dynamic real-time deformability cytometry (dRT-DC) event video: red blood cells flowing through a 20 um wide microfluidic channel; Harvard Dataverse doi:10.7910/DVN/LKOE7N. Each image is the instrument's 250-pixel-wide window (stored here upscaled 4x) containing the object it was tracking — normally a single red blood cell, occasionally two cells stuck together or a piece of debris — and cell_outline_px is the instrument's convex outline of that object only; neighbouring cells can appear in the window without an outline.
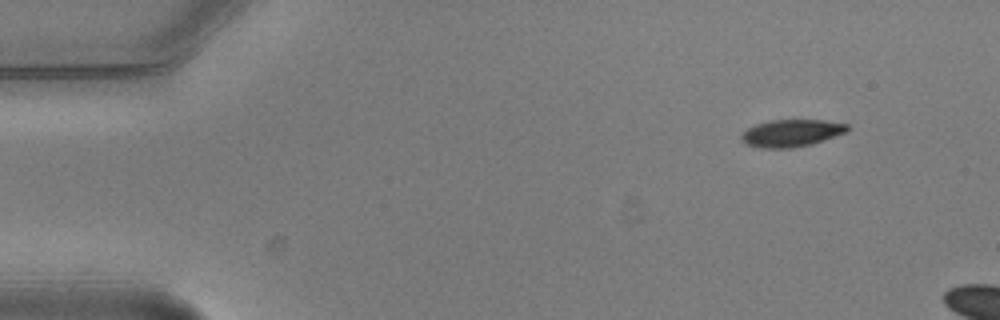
{"species": "common noctule bat (a hibernating species)", "species_latin": "Nyctalus noctula", "temperature_condition": "warm", "stored_images_in_passage": 4, "camera_frame_rate_fps": 3000, "um_per_image_px": 0.085, "animal": {"sex": "male", "body_mass_g": 20.5, "forearm_length_mm": 52.5}, "frame": {"image": 1, "passage_image": 1, "time_ms": 0.0, "image_size_px": [1000, 320], "cell_outline_px": [[848, 132], [812, 144], [792, 148], [760, 148], [744, 144], [740, 140], [740, 136], [748, 128], [756, 124], [768, 120], [824, 120], [848, 124]], "centroid_in_image_um": [67.25, 11.32], "position_along_channel_um": 17.7, "area_um2": 16.99}}